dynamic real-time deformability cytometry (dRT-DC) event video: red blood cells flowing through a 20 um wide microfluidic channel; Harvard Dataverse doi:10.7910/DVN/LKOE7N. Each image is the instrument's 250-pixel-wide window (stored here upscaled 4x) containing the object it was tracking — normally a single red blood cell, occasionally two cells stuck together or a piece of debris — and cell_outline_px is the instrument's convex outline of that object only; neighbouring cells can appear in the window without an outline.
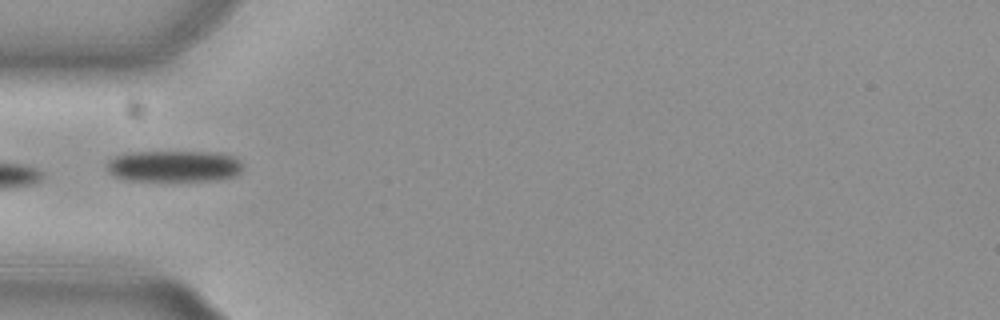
{"species": "common noctule bat (a hibernating species)", "species_latin": "Nyctalus noctula", "temperature_condition": "cold", "stored_images_in_passage": 5, "camera_frame_rate_fps": 3000, "um_per_image_px": 0.085, "animal": {"sex": "female", "body_mass_g": 29.2, "forearm_length_mm": 56.3}, "frame": {"image": 1, "passage_image": 1, "time_ms": 0.0, "image_size_px": [1000, 320], "cell_outline_px": [[240, 172], [236, 176], [212, 180], [128, 180], [116, 176], [108, 172], [108, 160], [116, 156], [128, 152], [216, 152], [232, 156], [240, 164]], "centroid_in_image_um": [14.76, 14.11], "position_along_channel_um": 70.2, "area_um2": 24.45}}